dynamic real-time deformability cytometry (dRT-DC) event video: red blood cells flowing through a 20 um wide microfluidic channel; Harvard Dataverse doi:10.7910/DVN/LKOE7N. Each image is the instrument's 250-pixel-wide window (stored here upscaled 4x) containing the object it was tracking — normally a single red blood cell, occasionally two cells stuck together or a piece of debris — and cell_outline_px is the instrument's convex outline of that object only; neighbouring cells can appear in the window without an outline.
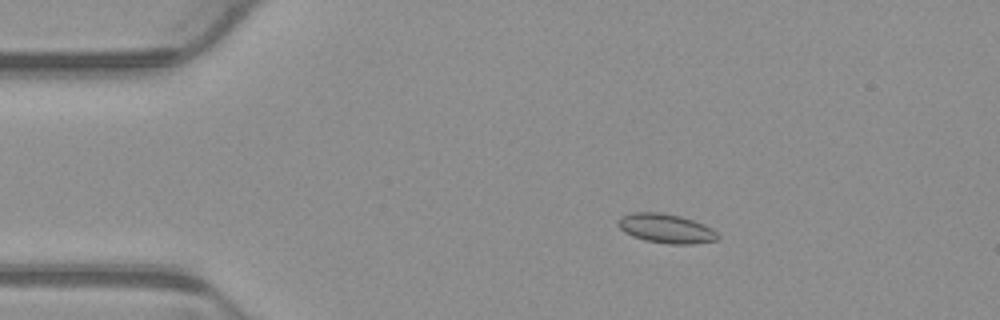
{"species": "common noctule bat (a hibernating species)", "species_latin": "Nyctalus noctula", "temperature_condition": "warm", "stored_images_in_passage": 5, "camera_frame_rate_fps": 3000, "um_per_image_px": 0.085, "animal": {"sex": "male", "body_mass_g": 23.1, "forearm_length_mm": 52.7}, "frame": {"image": 1, "passage_image": 3, "time_ms": 0.667, "image_size_px": [1000, 320], "cell_outline_px": [[720, 236], [716, 240], [692, 244], [668, 244], [644, 240], [632, 236], [624, 232], [616, 224], [620, 216], [632, 212], [660, 212], [680, 216], [704, 224], [712, 228]], "centroid_in_image_um": [56.58, 19.41], "position_along_channel_um": 28.4, "area_um2": 17.11}}